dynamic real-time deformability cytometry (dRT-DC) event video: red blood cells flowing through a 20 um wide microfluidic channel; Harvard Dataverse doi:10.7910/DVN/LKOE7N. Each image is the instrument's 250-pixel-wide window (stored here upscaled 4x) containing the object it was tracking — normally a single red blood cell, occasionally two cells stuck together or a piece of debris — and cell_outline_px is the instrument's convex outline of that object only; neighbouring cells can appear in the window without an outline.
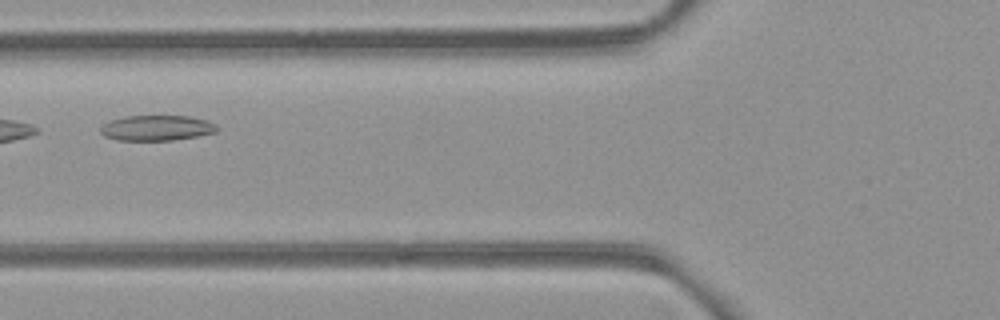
{"species": "common noctule bat (a hibernating species)", "species_latin": "Nyctalus noctula", "temperature_condition": "room temperature", "stored_images_in_passage": 3, "camera_frame_rate_fps": 3000, "um_per_image_px": 0.085, "animal": {"sex": "female", "body_mass_g": 21.9}, "frame": {"image": 1, "passage_image": 2, "time_ms": 1.333, "image_size_px": [1000, 320], "cell_outline_px": [[220, 128], [216, 132], [196, 136], [172, 140], [116, 140], [104, 136], [100, 132], [100, 128], [108, 120], [124, 116], [188, 116], [208, 120], [216, 124]], "centroid_in_image_um": [13.31, 10.87], "position_along_channel_um": 112.5, "area_um2": 17.34}}
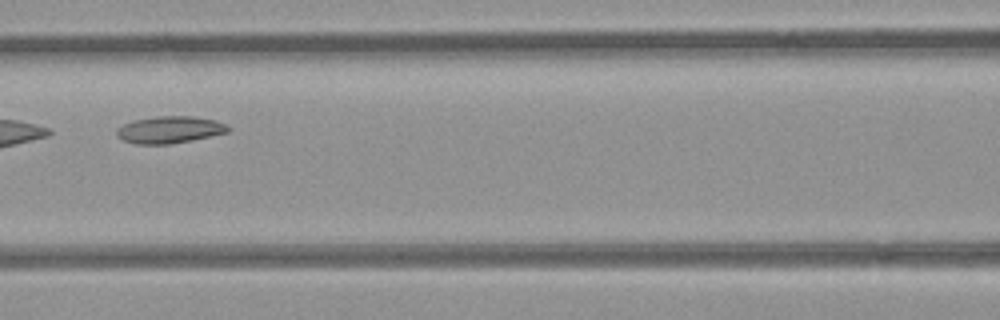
{"frame": {"image": 2, "passage_image": 3, "time_ms": 2.333, "image_size_px": [1000, 320], "cell_outline_px": [[232, 128], [228, 132], [192, 140], [168, 144], [136, 144], [124, 140], [116, 136], [116, 128], [132, 120], [156, 116], [192, 116], [216, 120]], "centroid_in_image_um": [14.4, 11.02], "position_along_channel_um": 152.2, "area_um2": 17.57}}